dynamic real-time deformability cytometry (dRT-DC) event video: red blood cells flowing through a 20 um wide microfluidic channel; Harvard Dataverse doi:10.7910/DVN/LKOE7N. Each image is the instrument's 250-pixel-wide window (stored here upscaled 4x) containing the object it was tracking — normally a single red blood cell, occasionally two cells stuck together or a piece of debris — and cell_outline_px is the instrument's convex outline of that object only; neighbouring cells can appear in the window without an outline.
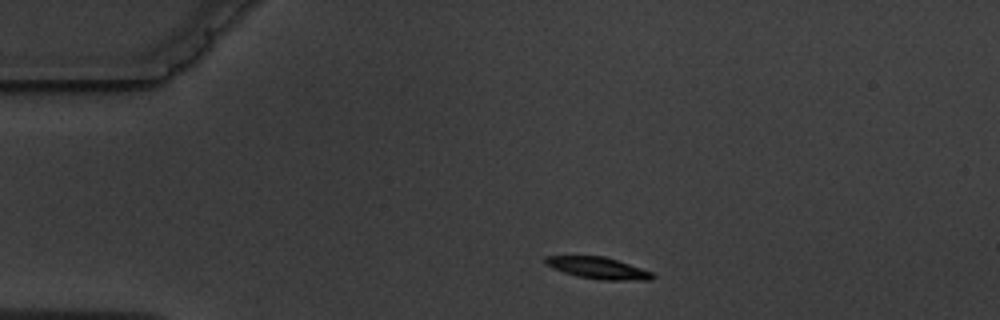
{"species": "common noctule bat (a hibernating species)", "species_latin": "Nyctalus noctula", "temperature_condition": "warm", "stored_images_in_passage": 2, "camera_frame_rate_fps": 3000, "um_per_image_px": 0.085, "animal": {"sex": "male", "body_mass_g": 19.5, "forearm_length_mm": 54.6}, "frame": {"image": 1, "passage_image": 1, "time_ms": 0.0, "image_size_px": [1000, 320], "cell_outline_px": [[656, 276], [652, 280], [600, 280], [580, 276], [564, 272], [544, 264], [544, 256], [604, 256], [652, 272]], "centroid_in_image_um": [50.84, 22.78], "position_along_channel_um": 34.2, "area_um2": 13.35}}